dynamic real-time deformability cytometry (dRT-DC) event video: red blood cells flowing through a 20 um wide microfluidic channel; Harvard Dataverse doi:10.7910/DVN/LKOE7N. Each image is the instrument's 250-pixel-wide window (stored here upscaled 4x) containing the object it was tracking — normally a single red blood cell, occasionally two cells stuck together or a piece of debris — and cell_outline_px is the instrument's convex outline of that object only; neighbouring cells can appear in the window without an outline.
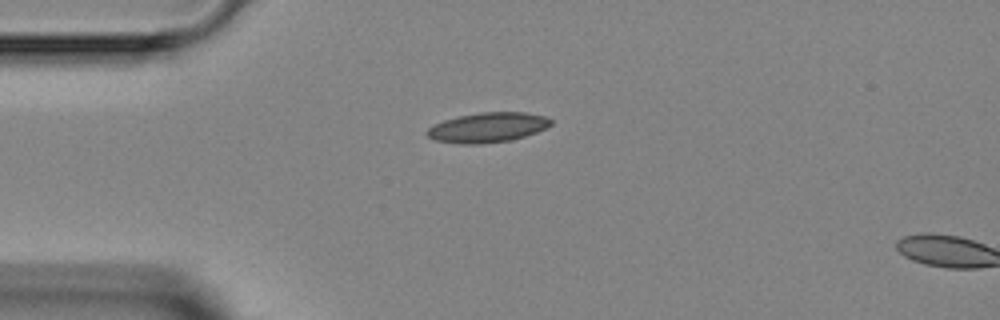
{"species": "Egyptian fruit bat (a non-hibernating species)", "species_latin": "Rousettus aegyptiacus", "temperature_condition": "room temperature", "stored_images_in_passage": 2, "segment_of_instrument_passage": [1, 2], "camera_frame_rate_fps": 3000, "um_per_image_px": 0.085, "animal": {"sex": "female"}, "frame": {"image": 1, "passage_image": 1, "time_ms": 0.0, "image_size_px": [1000, 320], "cell_outline_px": [[552, 124], [548, 128], [512, 140], [480, 144], [460, 144], [436, 140], [428, 136], [424, 132], [428, 128], [444, 120], [460, 116], [480, 112], [524, 112], [544, 116], [552, 120]], "centroid_in_image_um": [41.47, 10.84], "position_along_channel_um": 43.5, "area_um2": 21.5}}